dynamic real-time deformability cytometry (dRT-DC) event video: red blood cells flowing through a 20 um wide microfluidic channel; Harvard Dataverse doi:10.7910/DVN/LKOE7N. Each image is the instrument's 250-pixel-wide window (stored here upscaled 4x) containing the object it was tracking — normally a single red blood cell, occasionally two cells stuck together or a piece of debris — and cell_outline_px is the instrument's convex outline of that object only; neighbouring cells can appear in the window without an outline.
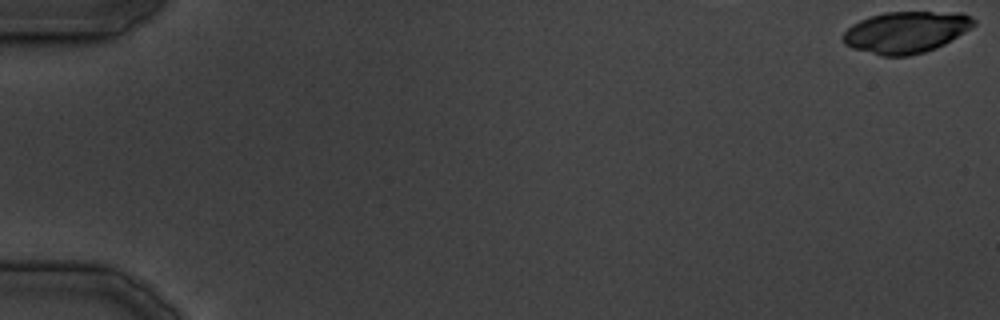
{"species": "common noctule bat (a hibernating species)", "species_latin": "Nyctalus noctula", "temperature_condition": "cold", "stored_images_in_passage": 26, "camera_frame_rate_fps": 3000, "um_per_image_px": 0.085, "animal": {"sex": "male", "body_mass_g": 19.5, "forearm_length_mm": 54.6}, "frame": {"image": 1, "passage_image": 1, "time_ms": 0.0, "image_size_px": [1000, 320], "cell_outline_px": [[976, 24], [964, 32], [944, 44], [936, 48], [924, 52], [908, 56], [880, 56], [852, 48], [844, 44], [840, 40], [844, 32], [852, 24], [860, 20], [872, 16], [888, 12], [964, 12], [972, 16], [976, 20]], "centroid_in_image_um": [77.01, 2.73], "position_along_channel_um": 8.0, "area_um2": 31.85}}
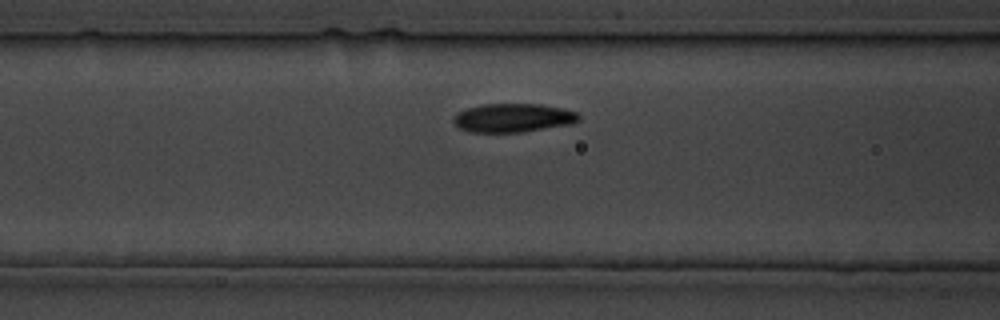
{"frame": {"image": 2, "passage_image": 14, "time_ms": 14.667, "image_size_px": [1000, 320], "cell_outline_px": [[580, 120], [572, 124], [524, 132], [472, 132], [460, 128], [452, 120], [460, 112], [468, 108], [484, 104], [540, 104], [560, 108], [576, 112], [580, 116]], "centroid_in_image_um": [43.66, 10.02], "position_along_channel_um": 122.9, "area_um2": 20.75}}
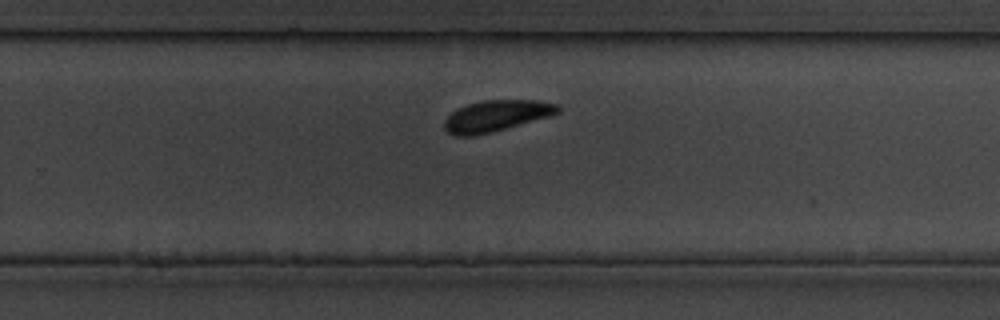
{"frame": {"image": 3, "passage_image": 24, "time_ms": 26.333, "image_size_px": [1000, 320], "cell_outline_px": [[560, 112], [548, 116], [492, 132], [472, 136], [456, 136], [448, 132], [444, 128], [444, 120], [452, 112], [468, 104], [484, 100], [536, 100], [556, 104], [560, 108]], "centroid_in_image_um": [42.15, 9.85], "position_along_channel_um": 287.6, "area_um2": 20.29}}